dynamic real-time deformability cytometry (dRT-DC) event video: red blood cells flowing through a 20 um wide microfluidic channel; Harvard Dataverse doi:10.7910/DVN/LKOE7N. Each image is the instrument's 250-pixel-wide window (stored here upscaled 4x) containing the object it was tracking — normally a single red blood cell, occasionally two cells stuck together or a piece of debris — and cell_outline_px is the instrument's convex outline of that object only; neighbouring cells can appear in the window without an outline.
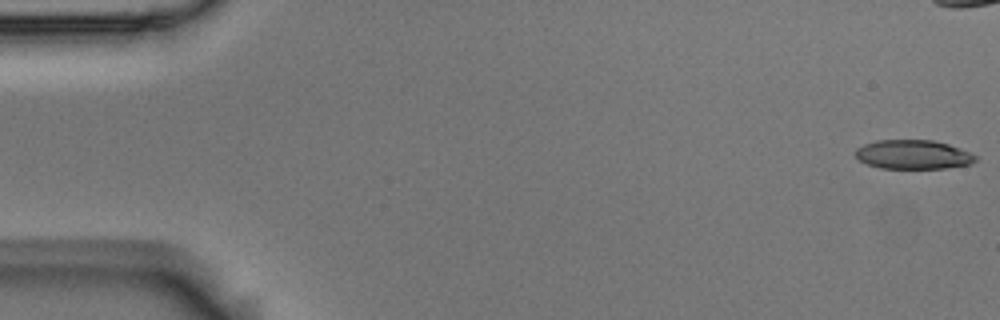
{"species": "Egyptian fruit bat (a non-hibernating species)", "species_latin": "Rousettus aegyptiacus", "temperature_condition": "room temperature", "stored_images_in_passage": 6, "camera_frame_rate_fps": 3000, "um_per_image_px": 0.085, "animal": {"sex": "male"}, "frame": {"image": 1, "passage_image": 1, "time_ms": 0.0, "image_size_px": [1000, 320], "cell_outline_px": [[976, 160], [972, 164], [944, 168], [880, 168], [868, 164], [860, 160], [856, 156], [856, 148], [864, 144], [876, 140], [932, 140], [948, 144], [960, 148], [976, 156]], "centroid_in_image_um": [77.62, 13.13], "position_along_channel_um": 7.4, "area_um2": 20.23}}
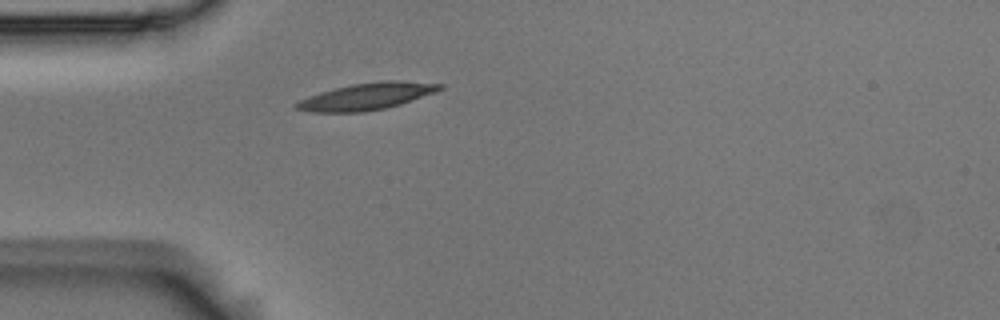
{"frame": {"image": 2, "passage_image": 6, "time_ms": 1.667, "image_size_px": [1000, 320], "cell_outline_px": [[444, 88], [436, 92], [400, 104], [384, 108], [364, 112], [312, 112], [292, 108], [292, 104], [308, 96], [320, 92], [352, 84], [380, 80], [400, 80], [444, 84]], "centroid_in_image_um": [31.16, 8.18], "position_along_channel_um": 53.8, "area_um2": 22.54}}